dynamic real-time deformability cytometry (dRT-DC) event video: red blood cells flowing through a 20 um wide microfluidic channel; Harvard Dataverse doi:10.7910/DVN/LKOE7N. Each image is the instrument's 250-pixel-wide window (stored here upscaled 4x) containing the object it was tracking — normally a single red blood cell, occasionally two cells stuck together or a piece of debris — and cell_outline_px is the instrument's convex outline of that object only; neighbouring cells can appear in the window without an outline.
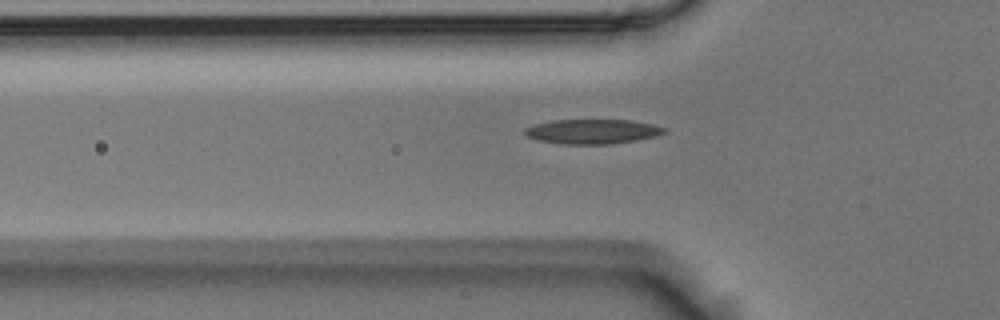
{"species": "Egyptian fruit bat (a non-hibernating species)", "species_latin": "Rousettus aegyptiacus", "temperature_condition": "room temperature", "stored_images_in_passage": 39, "camera_frame_rate_fps": 3000, "um_per_image_px": 0.085, "animal": {"sex": "male"}, "frame": {"image": 1, "passage_image": 6, "time_ms": 1.667, "image_size_px": [1000, 320], "cell_outline_px": [[664, 132], [656, 136], [636, 140], [612, 144], [560, 144], [536, 140], [524, 136], [524, 128], [536, 124], [552, 120], [632, 120], [652, 124], [664, 128]], "centroid_in_image_um": [50.29, 11.18], "position_along_channel_um": 75.5, "area_um2": 20.06}}
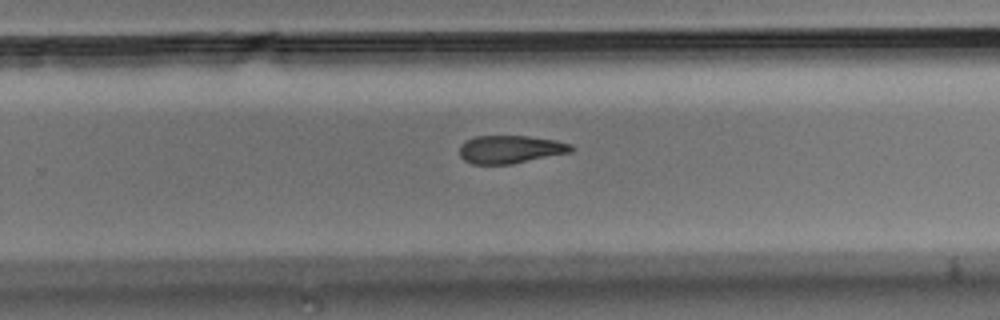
{"frame": {"image": 2, "passage_image": 23, "time_ms": 7.333, "image_size_px": [1000, 320], "cell_outline_px": [[572, 152], [512, 164], [472, 164], [464, 160], [460, 156], [460, 144], [464, 140], [476, 136], [528, 136], [556, 140], [572, 144]], "centroid_in_image_um": [43.36, 12.69], "position_along_channel_um": 286.4, "area_um2": 18.32}}
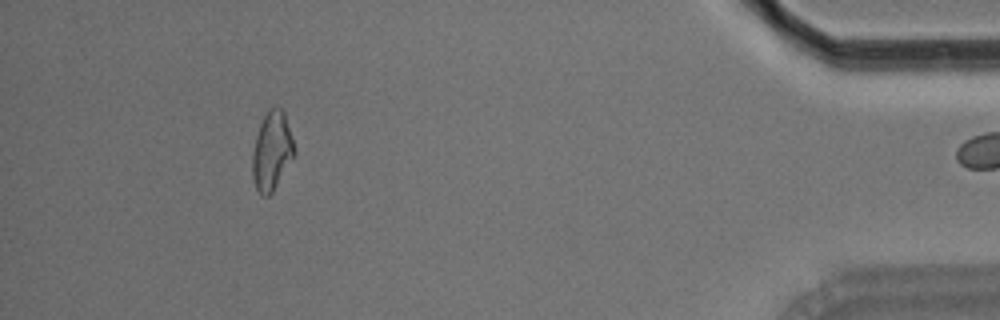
{"frame": {"image": 3, "passage_image": 38, "time_ms": 12.333, "image_size_px": [1000, 320], "cell_outline_px": [[296, 156], [272, 192], [268, 196], [260, 196], [256, 188], [252, 176], [252, 152], [256, 136], [260, 124], [268, 108], [276, 104], [284, 112], [296, 152]], "centroid_in_image_um": [23.11, 12.84], "position_along_channel_um": 412.1, "area_um2": 19.48}}